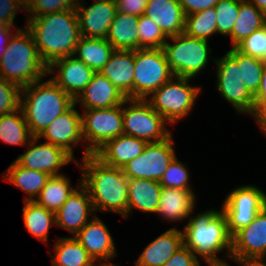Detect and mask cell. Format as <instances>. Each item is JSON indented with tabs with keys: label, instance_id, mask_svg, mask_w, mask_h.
Instances as JSON below:
<instances>
[{
	"label": "cell",
	"instance_id": "obj_1",
	"mask_svg": "<svg viewBox=\"0 0 266 266\" xmlns=\"http://www.w3.org/2000/svg\"><path fill=\"white\" fill-rule=\"evenodd\" d=\"M25 20V27L31 32L38 53L47 66L57 59L75 54L81 34L74 9Z\"/></svg>",
	"mask_w": 266,
	"mask_h": 266
},
{
	"label": "cell",
	"instance_id": "obj_2",
	"mask_svg": "<svg viewBox=\"0 0 266 266\" xmlns=\"http://www.w3.org/2000/svg\"><path fill=\"white\" fill-rule=\"evenodd\" d=\"M76 164L83 169L80 177L89 192L94 211L114 212L128 218V179L121 168L103 163L94 154Z\"/></svg>",
	"mask_w": 266,
	"mask_h": 266
},
{
	"label": "cell",
	"instance_id": "obj_3",
	"mask_svg": "<svg viewBox=\"0 0 266 266\" xmlns=\"http://www.w3.org/2000/svg\"><path fill=\"white\" fill-rule=\"evenodd\" d=\"M182 234L183 245L197 258L202 257L207 265H229L216 256L226 250V257L231 259V236L221 209L202 211L195 216L191 214Z\"/></svg>",
	"mask_w": 266,
	"mask_h": 266
},
{
	"label": "cell",
	"instance_id": "obj_4",
	"mask_svg": "<svg viewBox=\"0 0 266 266\" xmlns=\"http://www.w3.org/2000/svg\"><path fill=\"white\" fill-rule=\"evenodd\" d=\"M75 100L51 78L21 88L20 108L33 136H39Z\"/></svg>",
	"mask_w": 266,
	"mask_h": 266
},
{
	"label": "cell",
	"instance_id": "obj_5",
	"mask_svg": "<svg viewBox=\"0 0 266 266\" xmlns=\"http://www.w3.org/2000/svg\"><path fill=\"white\" fill-rule=\"evenodd\" d=\"M47 70L31 32L25 26L16 30L0 62V77L22 88L43 80Z\"/></svg>",
	"mask_w": 266,
	"mask_h": 266
},
{
	"label": "cell",
	"instance_id": "obj_6",
	"mask_svg": "<svg viewBox=\"0 0 266 266\" xmlns=\"http://www.w3.org/2000/svg\"><path fill=\"white\" fill-rule=\"evenodd\" d=\"M191 78L173 76L146 100L170 125L182 120L193 109L200 87L190 84Z\"/></svg>",
	"mask_w": 266,
	"mask_h": 266
},
{
	"label": "cell",
	"instance_id": "obj_7",
	"mask_svg": "<svg viewBox=\"0 0 266 266\" xmlns=\"http://www.w3.org/2000/svg\"><path fill=\"white\" fill-rule=\"evenodd\" d=\"M168 40L162 49L174 76L194 79L207 68L212 52L208 41L185 33L168 37ZM170 40L173 44L169 43Z\"/></svg>",
	"mask_w": 266,
	"mask_h": 266
},
{
	"label": "cell",
	"instance_id": "obj_8",
	"mask_svg": "<svg viewBox=\"0 0 266 266\" xmlns=\"http://www.w3.org/2000/svg\"><path fill=\"white\" fill-rule=\"evenodd\" d=\"M122 113L125 135L152 143L163 141L172 134L167 130L168 123L146 99L127 98L122 103Z\"/></svg>",
	"mask_w": 266,
	"mask_h": 266
},
{
	"label": "cell",
	"instance_id": "obj_9",
	"mask_svg": "<svg viewBox=\"0 0 266 266\" xmlns=\"http://www.w3.org/2000/svg\"><path fill=\"white\" fill-rule=\"evenodd\" d=\"M82 136L86 147L83 157L94 154L107 141L124 134L122 104L112 108L83 110Z\"/></svg>",
	"mask_w": 266,
	"mask_h": 266
},
{
	"label": "cell",
	"instance_id": "obj_10",
	"mask_svg": "<svg viewBox=\"0 0 266 266\" xmlns=\"http://www.w3.org/2000/svg\"><path fill=\"white\" fill-rule=\"evenodd\" d=\"M173 76L162 48L135 50L133 99H147Z\"/></svg>",
	"mask_w": 266,
	"mask_h": 266
},
{
	"label": "cell",
	"instance_id": "obj_11",
	"mask_svg": "<svg viewBox=\"0 0 266 266\" xmlns=\"http://www.w3.org/2000/svg\"><path fill=\"white\" fill-rule=\"evenodd\" d=\"M222 205L220 209L225 213L227 230L232 237L266 206V194L254 185H243L232 190Z\"/></svg>",
	"mask_w": 266,
	"mask_h": 266
},
{
	"label": "cell",
	"instance_id": "obj_12",
	"mask_svg": "<svg viewBox=\"0 0 266 266\" xmlns=\"http://www.w3.org/2000/svg\"><path fill=\"white\" fill-rule=\"evenodd\" d=\"M216 89L225 101L229 102L237 113L252 115L255 110L254 96L240 79V68L237 61L227 52L215 59Z\"/></svg>",
	"mask_w": 266,
	"mask_h": 266
},
{
	"label": "cell",
	"instance_id": "obj_13",
	"mask_svg": "<svg viewBox=\"0 0 266 266\" xmlns=\"http://www.w3.org/2000/svg\"><path fill=\"white\" fill-rule=\"evenodd\" d=\"M173 144L172 134L163 141L147 143L142 154L121 168L125 177L159 181L176 157Z\"/></svg>",
	"mask_w": 266,
	"mask_h": 266
},
{
	"label": "cell",
	"instance_id": "obj_14",
	"mask_svg": "<svg viewBox=\"0 0 266 266\" xmlns=\"http://www.w3.org/2000/svg\"><path fill=\"white\" fill-rule=\"evenodd\" d=\"M266 206L253 221L231 237V260L241 265L247 261H266Z\"/></svg>",
	"mask_w": 266,
	"mask_h": 266
},
{
	"label": "cell",
	"instance_id": "obj_15",
	"mask_svg": "<svg viewBox=\"0 0 266 266\" xmlns=\"http://www.w3.org/2000/svg\"><path fill=\"white\" fill-rule=\"evenodd\" d=\"M40 137L33 136L28 145V149L23 154L19 155L15 161L22 167L31 170L45 172L50 176L60 175V169L64 165L77 163V158L74 159L64 149L57 147L49 142L38 144Z\"/></svg>",
	"mask_w": 266,
	"mask_h": 266
},
{
	"label": "cell",
	"instance_id": "obj_16",
	"mask_svg": "<svg viewBox=\"0 0 266 266\" xmlns=\"http://www.w3.org/2000/svg\"><path fill=\"white\" fill-rule=\"evenodd\" d=\"M48 76L74 100L90 83L96 73L74 55L55 60L48 66Z\"/></svg>",
	"mask_w": 266,
	"mask_h": 266
},
{
	"label": "cell",
	"instance_id": "obj_17",
	"mask_svg": "<svg viewBox=\"0 0 266 266\" xmlns=\"http://www.w3.org/2000/svg\"><path fill=\"white\" fill-rule=\"evenodd\" d=\"M75 11L81 36L106 39L117 5L115 0H95L92 5L86 6L85 1L80 0Z\"/></svg>",
	"mask_w": 266,
	"mask_h": 266
},
{
	"label": "cell",
	"instance_id": "obj_18",
	"mask_svg": "<svg viewBox=\"0 0 266 266\" xmlns=\"http://www.w3.org/2000/svg\"><path fill=\"white\" fill-rule=\"evenodd\" d=\"M76 187L55 213L56 226L69 231L74 236L90 221L89 217L93 218L96 215L89 192L82 184V179L77 182Z\"/></svg>",
	"mask_w": 266,
	"mask_h": 266
},
{
	"label": "cell",
	"instance_id": "obj_19",
	"mask_svg": "<svg viewBox=\"0 0 266 266\" xmlns=\"http://www.w3.org/2000/svg\"><path fill=\"white\" fill-rule=\"evenodd\" d=\"M74 103L66 112L60 114L38 137H43L57 147L64 149L74 159L73 149L83 143L81 113Z\"/></svg>",
	"mask_w": 266,
	"mask_h": 266
},
{
	"label": "cell",
	"instance_id": "obj_20",
	"mask_svg": "<svg viewBox=\"0 0 266 266\" xmlns=\"http://www.w3.org/2000/svg\"><path fill=\"white\" fill-rule=\"evenodd\" d=\"M74 237L98 264L108 263L117 256L113 237L97 216L90 219Z\"/></svg>",
	"mask_w": 266,
	"mask_h": 266
},
{
	"label": "cell",
	"instance_id": "obj_21",
	"mask_svg": "<svg viewBox=\"0 0 266 266\" xmlns=\"http://www.w3.org/2000/svg\"><path fill=\"white\" fill-rule=\"evenodd\" d=\"M127 98L100 72L93 75L90 83L75 99L83 110L112 108L121 105Z\"/></svg>",
	"mask_w": 266,
	"mask_h": 266
},
{
	"label": "cell",
	"instance_id": "obj_22",
	"mask_svg": "<svg viewBox=\"0 0 266 266\" xmlns=\"http://www.w3.org/2000/svg\"><path fill=\"white\" fill-rule=\"evenodd\" d=\"M135 50H115L100 73L126 97L133 99Z\"/></svg>",
	"mask_w": 266,
	"mask_h": 266
},
{
	"label": "cell",
	"instance_id": "obj_23",
	"mask_svg": "<svg viewBox=\"0 0 266 266\" xmlns=\"http://www.w3.org/2000/svg\"><path fill=\"white\" fill-rule=\"evenodd\" d=\"M144 15L167 37L184 33L185 14L179 0H148Z\"/></svg>",
	"mask_w": 266,
	"mask_h": 266
},
{
	"label": "cell",
	"instance_id": "obj_24",
	"mask_svg": "<svg viewBox=\"0 0 266 266\" xmlns=\"http://www.w3.org/2000/svg\"><path fill=\"white\" fill-rule=\"evenodd\" d=\"M147 142L125 134L107 141L94 155L103 163L122 168L127 162L143 153Z\"/></svg>",
	"mask_w": 266,
	"mask_h": 266
},
{
	"label": "cell",
	"instance_id": "obj_25",
	"mask_svg": "<svg viewBox=\"0 0 266 266\" xmlns=\"http://www.w3.org/2000/svg\"><path fill=\"white\" fill-rule=\"evenodd\" d=\"M196 199L193 190L162 187L156 214L173 223L189 219L194 214Z\"/></svg>",
	"mask_w": 266,
	"mask_h": 266
},
{
	"label": "cell",
	"instance_id": "obj_26",
	"mask_svg": "<svg viewBox=\"0 0 266 266\" xmlns=\"http://www.w3.org/2000/svg\"><path fill=\"white\" fill-rule=\"evenodd\" d=\"M182 246V230L171 227L144 248L136 260L135 266H163Z\"/></svg>",
	"mask_w": 266,
	"mask_h": 266
},
{
	"label": "cell",
	"instance_id": "obj_27",
	"mask_svg": "<svg viewBox=\"0 0 266 266\" xmlns=\"http://www.w3.org/2000/svg\"><path fill=\"white\" fill-rule=\"evenodd\" d=\"M161 190L159 181L128 179V217L134 209L156 214Z\"/></svg>",
	"mask_w": 266,
	"mask_h": 266
},
{
	"label": "cell",
	"instance_id": "obj_28",
	"mask_svg": "<svg viewBox=\"0 0 266 266\" xmlns=\"http://www.w3.org/2000/svg\"><path fill=\"white\" fill-rule=\"evenodd\" d=\"M2 176L6 182L26 193L24 201H35L50 177L45 172L22 167L15 160Z\"/></svg>",
	"mask_w": 266,
	"mask_h": 266
},
{
	"label": "cell",
	"instance_id": "obj_29",
	"mask_svg": "<svg viewBox=\"0 0 266 266\" xmlns=\"http://www.w3.org/2000/svg\"><path fill=\"white\" fill-rule=\"evenodd\" d=\"M138 19L136 15L116 12L106 37L115 50L138 49Z\"/></svg>",
	"mask_w": 266,
	"mask_h": 266
},
{
	"label": "cell",
	"instance_id": "obj_30",
	"mask_svg": "<svg viewBox=\"0 0 266 266\" xmlns=\"http://www.w3.org/2000/svg\"><path fill=\"white\" fill-rule=\"evenodd\" d=\"M50 252L52 266H98L74 236L58 238Z\"/></svg>",
	"mask_w": 266,
	"mask_h": 266
},
{
	"label": "cell",
	"instance_id": "obj_31",
	"mask_svg": "<svg viewBox=\"0 0 266 266\" xmlns=\"http://www.w3.org/2000/svg\"><path fill=\"white\" fill-rule=\"evenodd\" d=\"M266 24V15L247 0H239V13L230 34L231 48H236L255 30Z\"/></svg>",
	"mask_w": 266,
	"mask_h": 266
},
{
	"label": "cell",
	"instance_id": "obj_32",
	"mask_svg": "<svg viewBox=\"0 0 266 266\" xmlns=\"http://www.w3.org/2000/svg\"><path fill=\"white\" fill-rule=\"evenodd\" d=\"M114 51L115 49L105 38H87L81 36L74 56L82 60L95 72H100Z\"/></svg>",
	"mask_w": 266,
	"mask_h": 266
},
{
	"label": "cell",
	"instance_id": "obj_33",
	"mask_svg": "<svg viewBox=\"0 0 266 266\" xmlns=\"http://www.w3.org/2000/svg\"><path fill=\"white\" fill-rule=\"evenodd\" d=\"M22 212L27 231L48 244L50 227L56 226L55 213L39 205L36 201H24Z\"/></svg>",
	"mask_w": 266,
	"mask_h": 266
},
{
	"label": "cell",
	"instance_id": "obj_34",
	"mask_svg": "<svg viewBox=\"0 0 266 266\" xmlns=\"http://www.w3.org/2000/svg\"><path fill=\"white\" fill-rule=\"evenodd\" d=\"M32 137L20 107L11 113L0 115V141L2 143L27 146Z\"/></svg>",
	"mask_w": 266,
	"mask_h": 266
},
{
	"label": "cell",
	"instance_id": "obj_35",
	"mask_svg": "<svg viewBox=\"0 0 266 266\" xmlns=\"http://www.w3.org/2000/svg\"><path fill=\"white\" fill-rule=\"evenodd\" d=\"M76 188L64 174L50 176L35 201L56 213Z\"/></svg>",
	"mask_w": 266,
	"mask_h": 266
},
{
	"label": "cell",
	"instance_id": "obj_36",
	"mask_svg": "<svg viewBox=\"0 0 266 266\" xmlns=\"http://www.w3.org/2000/svg\"><path fill=\"white\" fill-rule=\"evenodd\" d=\"M238 63L240 79L248 91L255 96L262 79L264 62L258 58L243 54L237 48L227 51Z\"/></svg>",
	"mask_w": 266,
	"mask_h": 266
},
{
	"label": "cell",
	"instance_id": "obj_37",
	"mask_svg": "<svg viewBox=\"0 0 266 266\" xmlns=\"http://www.w3.org/2000/svg\"><path fill=\"white\" fill-rule=\"evenodd\" d=\"M217 14L214 7L185 16L184 33L188 36L209 41L217 33Z\"/></svg>",
	"mask_w": 266,
	"mask_h": 266
},
{
	"label": "cell",
	"instance_id": "obj_38",
	"mask_svg": "<svg viewBox=\"0 0 266 266\" xmlns=\"http://www.w3.org/2000/svg\"><path fill=\"white\" fill-rule=\"evenodd\" d=\"M138 49L163 48L168 37L164 32L146 15L138 19Z\"/></svg>",
	"mask_w": 266,
	"mask_h": 266
},
{
	"label": "cell",
	"instance_id": "obj_39",
	"mask_svg": "<svg viewBox=\"0 0 266 266\" xmlns=\"http://www.w3.org/2000/svg\"><path fill=\"white\" fill-rule=\"evenodd\" d=\"M187 164L178 160L177 156L168 165V168L164 172L163 176L159 180L162 187L175 188L182 190H193L189 184V170Z\"/></svg>",
	"mask_w": 266,
	"mask_h": 266
},
{
	"label": "cell",
	"instance_id": "obj_40",
	"mask_svg": "<svg viewBox=\"0 0 266 266\" xmlns=\"http://www.w3.org/2000/svg\"><path fill=\"white\" fill-rule=\"evenodd\" d=\"M214 9L217 14V33L230 36L238 18L239 0H219Z\"/></svg>",
	"mask_w": 266,
	"mask_h": 266
},
{
	"label": "cell",
	"instance_id": "obj_41",
	"mask_svg": "<svg viewBox=\"0 0 266 266\" xmlns=\"http://www.w3.org/2000/svg\"><path fill=\"white\" fill-rule=\"evenodd\" d=\"M80 0H25V12L28 18L56 13L68 9H76Z\"/></svg>",
	"mask_w": 266,
	"mask_h": 266
},
{
	"label": "cell",
	"instance_id": "obj_42",
	"mask_svg": "<svg viewBox=\"0 0 266 266\" xmlns=\"http://www.w3.org/2000/svg\"><path fill=\"white\" fill-rule=\"evenodd\" d=\"M236 48L243 54L266 62V24L246 37Z\"/></svg>",
	"mask_w": 266,
	"mask_h": 266
},
{
	"label": "cell",
	"instance_id": "obj_43",
	"mask_svg": "<svg viewBox=\"0 0 266 266\" xmlns=\"http://www.w3.org/2000/svg\"><path fill=\"white\" fill-rule=\"evenodd\" d=\"M21 88L0 77V115L11 113L20 107Z\"/></svg>",
	"mask_w": 266,
	"mask_h": 266
},
{
	"label": "cell",
	"instance_id": "obj_44",
	"mask_svg": "<svg viewBox=\"0 0 266 266\" xmlns=\"http://www.w3.org/2000/svg\"><path fill=\"white\" fill-rule=\"evenodd\" d=\"M19 10L25 11V0H0V22L12 27Z\"/></svg>",
	"mask_w": 266,
	"mask_h": 266
},
{
	"label": "cell",
	"instance_id": "obj_45",
	"mask_svg": "<svg viewBox=\"0 0 266 266\" xmlns=\"http://www.w3.org/2000/svg\"><path fill=\"white\" fill-rule=\"evenodd\" d=\"M163 266H202L199 258L186 246L180 247Z\"/></svg>",
	"mask_w": 266,
	"mask_h": 266
},
{
	"label": "cell",
	"instance_id": "obj_46",
	"mask_svg": "<svg viewBox=\"0 0 266 266\" xmlns=\"http://www.w3.org/2000/svg\"><path fill=\"white\" fill-rule=\"evenodd\" d=\"M117 11L141 16L145 13L148 0H115Z\"/></svg>",
	"mask_w": 266,
	"mask_h": 266
},
{
	"label": "cell",
	"instance_id": "obj_47",
	"mask_svg": "<svg viewBox=\"0 0 266 266\" xmlns=\"http://www.w3.org/2000/svg\"><path fill=\"white\" fill-rule=\"evenodd\" d=\"M219 0H179L185 16L215 7Z\"/></svg>",
	"mask_w": 266,
	"mask_h": 266
},
{
	"label": "cell",
	"instance_id": "obj_48",
	"mask_svg": "<svg viewBox=\"0 0 266 266\" xmlns=\"http://www.w3.org/2000/svg\"><path fill=\"white\" fill-rule=\"evenodd\" d=\"M252 116L259 125L261 132L266 135V99H255V110Z\"/></svg>",
	"mask_w": 266,
	"mask_h": 266
},
{
	"label": "cell",
	"instance_id": "obj_49",
	"mask_svg": "<svg viewBox=\"0 0 266 266\" xmlns=\"http://www.w3.org/2000/svg\"><path fill=\"white\" fill-rule=\"evenodd\" d=\"M11 28H15V30H18L15 27H9L7 24L0 22V62L3 58V54L6 51L7 45L14 34L11 30ZM12 32V34H11Z\"/></svg>",
	"mask_w": 266,
	"mask_h": 266
},
{
	"label": "cell",
	"instance_id": "obj_50",
	"mask_svg": "<svg viewBox=\"0 0 266 266\" xmlns=\"http://www.w3.org/2000/svg\"><path fill=\"white\" fill-rule=\"evenodd\" d=\"M254 99H266V62H264L262 79L258 88V92L254 96Z\"/></svg>",
	"mask_w": 266,
	"mask_h": 266
},
{
	"label": "cell",
	"instance_id": "obj_51",
	"mask_svg": "<svg viewBox=\"0 0 266 266\" xmlns=\"http://www.w3.org/2000/svg\"><path fill=\"white\" fill-rule=\"evenodd\" d=\"M266 15V0H247Z\"/></svg>",
	"mask_w": 266,
	"mask_h": 266
},
{
	"label": "cell",
	"instance_id": "obj_52",
	"mask_svg": "<svg viewBox=\"0 0 266 266\" xmlns=\"http://www.w3.org/2000/svg\"><path fill=\"white\" fill-rule=\"evenodd\" d=\"M264 260L261 261H247L241 264V266H266V263H264Z\"/></svg>",
	"mask_w": 266,
	"mask_h": 266
},
{
	"label": "cell",
	"instance_id": "obj_53",
	"mask_svg": "<svg viewBox=\"0 0 266 266\" xmlns=\"http://www.w3.org/2000/svg\"><path fill=\"white\" fill-rule=\"evenodd\" d=\"M98 266H117V265H114L108 262V263L99 264Z\"/></svg>",
	"mask_w": 266,
	"mask_h": 266
},
{
	"label": "cell",
	"instance_id": "obj_54",
	"mask_svg": "<svg viewBox=\"0 0 266 266\" xmlns=\"http://www.w3.org/2000/svg\"><path fill=\"white\" fill-rule=\"evenodd\" d=\"M208 266H230V265H208Z\"/></svg>",
	"mask_w": 266,
	"mask_h": 266
}]
</instances>
